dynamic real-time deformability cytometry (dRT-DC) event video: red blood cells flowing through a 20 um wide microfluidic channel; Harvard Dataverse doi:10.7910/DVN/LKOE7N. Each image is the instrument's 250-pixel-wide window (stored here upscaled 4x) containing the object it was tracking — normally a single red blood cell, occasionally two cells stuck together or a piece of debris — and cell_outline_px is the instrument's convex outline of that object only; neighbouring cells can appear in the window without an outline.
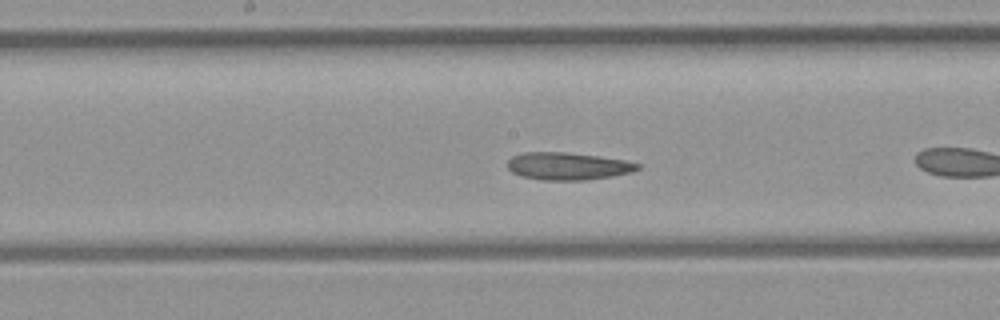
{"species": "common noctule bat (a hibernating species)", "species_latin": "Nyctalus noctula", "temperature_condition": "room temperature", "stored_images_in_passage": 34, "camera_frame_rate_fps": 3000, "um_per_image_px": 0.085, "animal": {"sex": "female", "body_mass_g": 21.9}, "frame": {"image": 1, "passage_image": 10, "time_ms": 3.0, "image_size_px": [1000, 320], "cell_outline_px": [[640, 168], [632, 172], [612, 176], [588, 180], [540, 180], [520, 176], [512, 172], [508, 168], [508, 160], [512, 156], [524, 152], [568, 152], [600, 156], [628, 160], [640, 164]], "centroid_in_image_um": [48.29, 14.12], "position_along_channel_um": 199.9, "area_um2": 21.1}, "authors_computed_cell_mechanics": {"area_um2": 21.2415, "velocity_mm_per_s": 4.4016, "shape_relaxation_time_tau1_ms": null, "shape_relaxation_time_tau2_ms": 5.4098, "deformation_change_tau1": null, "deformation_change_tau2": 0.1395}}